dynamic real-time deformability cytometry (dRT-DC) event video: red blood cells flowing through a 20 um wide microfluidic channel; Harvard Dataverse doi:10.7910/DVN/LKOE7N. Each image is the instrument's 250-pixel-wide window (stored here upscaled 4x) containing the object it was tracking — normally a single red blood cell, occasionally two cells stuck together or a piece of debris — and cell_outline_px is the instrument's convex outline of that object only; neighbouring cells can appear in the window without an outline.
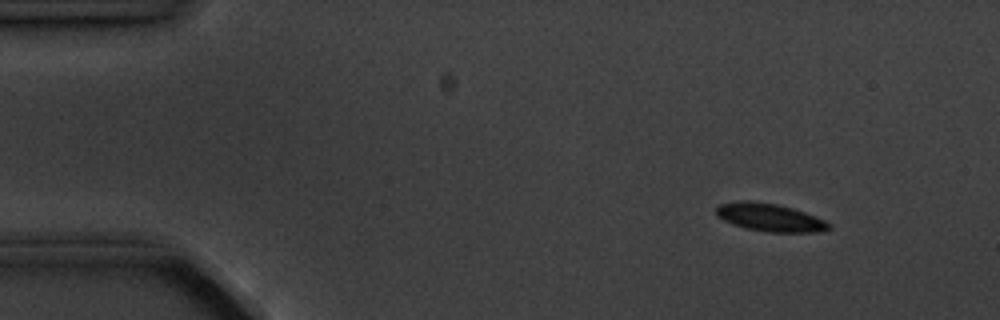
{"species": "common noctule bat (a hibernating species)", "species_latin": "Nyctalus noctula", "temperature_condition": "cold", "stored_images_in_passage": 6, "camera_frame_rate_fps": 3000, "um_per_image_px": 0.085, "animal": {"sex": "male", "body_mass_g": 20.1, "forearm_length_mm": 53.5}, "frame": {"image": 1, "passage_image": 2, "time_ms": 1.0, "image_size_px": [1000, 320], "cell_outline_px": [[832, 228], [824, 232], [764, 232], [744, 228], [732, 224], [716, 216], [716, 208], [720, 204], [740, 200], [748, 200], [776, 204], [792, 208], [816, 216], [832, 224]], "centroid_in_image_um": [65.45, 18.49], "position_along_channel_um": 19.5, "area_um2": 18.55}}